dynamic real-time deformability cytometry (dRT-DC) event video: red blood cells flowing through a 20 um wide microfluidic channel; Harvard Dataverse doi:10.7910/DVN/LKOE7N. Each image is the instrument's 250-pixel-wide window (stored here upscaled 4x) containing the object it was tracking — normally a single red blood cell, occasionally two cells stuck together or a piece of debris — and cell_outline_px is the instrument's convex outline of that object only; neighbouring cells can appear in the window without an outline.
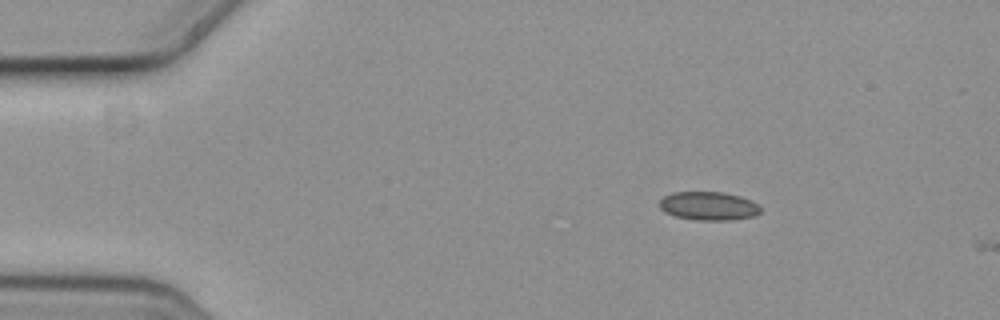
{"species": "common noctule bat (a hibernating species)", "species_latin": "Nyctalus noctula", "temperature_condition": "cold", "stored_images_in_passage": 3, "camera_frame_rate_fps": 3000, "um_per_image_px": 0.085, "animal": {"sex": "female", "body_mass_g": 19.3, "forearm_length_mm": 54.1}, "frame": {"image": 1, "passage_image": 2, "time_ms": 0.333, "image_size_px": [1000, 320], "cell_outline_px": [[760, 212], [756, 216], [732, 220], [696, 220], [676, 216], [664, 212], [660, 208], [660, 200], [664, 196], [676, 192], [720, 192], [740, 196], [752, 200], [760, 204]], "centroid_in_image_um": [60.27, 17.51], "position_along_channel_um": 24.7, "area_um2": 16.88}}